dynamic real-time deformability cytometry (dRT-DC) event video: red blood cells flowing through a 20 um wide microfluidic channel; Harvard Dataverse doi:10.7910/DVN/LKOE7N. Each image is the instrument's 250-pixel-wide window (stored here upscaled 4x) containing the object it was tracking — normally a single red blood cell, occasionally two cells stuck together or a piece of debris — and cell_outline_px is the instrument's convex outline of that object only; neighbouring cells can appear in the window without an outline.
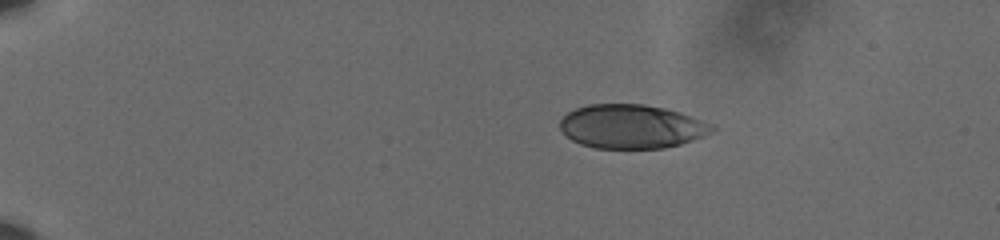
{"species": "human", "species_latin": "Homo sapiens", "temperature_condition": "cold", "stored_images_in_passage": 48, "camera_frame_rate_fps": 3000, "um_per_image_px": 0.085, "donor": {"sex": "male"}, "frame": {"image": 1, "passage_image": 1, "time_ms": 0.0, "image_size_px": [1000, 240], "cell_outline_px": [[716, 128], [712, 132], [704, 136], [680, 144], [664, 148], [596, 148], [580, 144], [572, 140], [560, 128], [560, 120], [568, 112], [576, 108], [588, 104], [644, 104], [664, 108], [680, 112], [700, 120]], "centroid_in_image_um": [53.66, 10.75], "position_along_channel_um": 31.3, "area_um2": 38.61}}
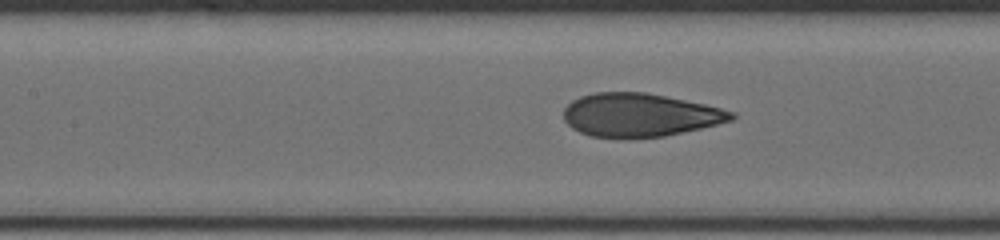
{"frame": {"image": 2, "passage_image": 19, "time_ms": 6.0, "image_size_px": [1000, 240], "cell_outline_px": [[736, 116], [732, 120], [700, 128], [664, 136], [592, 136], [580, 132], [572, 128], [564, 120], [564, 108], [572, 100], [580, 96], [596, 92], [644, 92], [704, 104], [736, 112]], "centroid_in_image_um": [54.37, 9.75], "position_along_channel_um": 153.0, "area_um2": 41.56}}
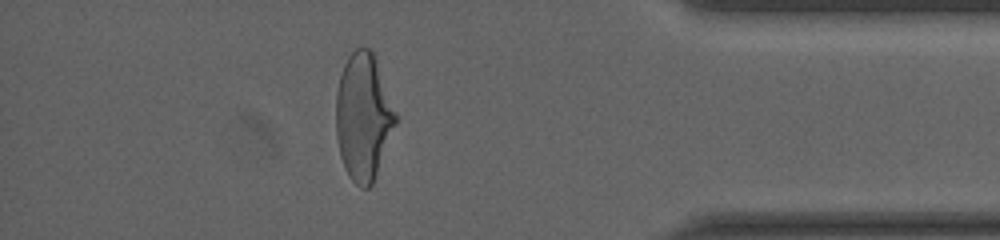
{"frame": {"image": 3, "passage_image": 42, "time_ms": 13.667, "image_size_px": [1000, 240], "cell_outline_px": [[396, 124], [372, 184], [368, 188], [360, 188], [348, 176], [344, 168], [340, 156], [336, 136], [336, 92], [340, 76], [344, 64], [348, 56], [356, 48], [368, 48], [372, 52], [376, 60], [396, 112]], "centroid_in_image_um": [30.86, 9.95], "position_along_channel_um": 404.3, "area_um2": 43.75}, "authors_computed_cell_mechanics": {"area_um2": 42.4541, "velocity_mm_per_s": 3.6113, "shape_relaxation_time_tau1_ms": 4.2836, "shape_relaxation_time_tau2_ms": 0.7007, "deformation_change_tau1": 0.1676, "deformation_change_tau2": 0.0626}}